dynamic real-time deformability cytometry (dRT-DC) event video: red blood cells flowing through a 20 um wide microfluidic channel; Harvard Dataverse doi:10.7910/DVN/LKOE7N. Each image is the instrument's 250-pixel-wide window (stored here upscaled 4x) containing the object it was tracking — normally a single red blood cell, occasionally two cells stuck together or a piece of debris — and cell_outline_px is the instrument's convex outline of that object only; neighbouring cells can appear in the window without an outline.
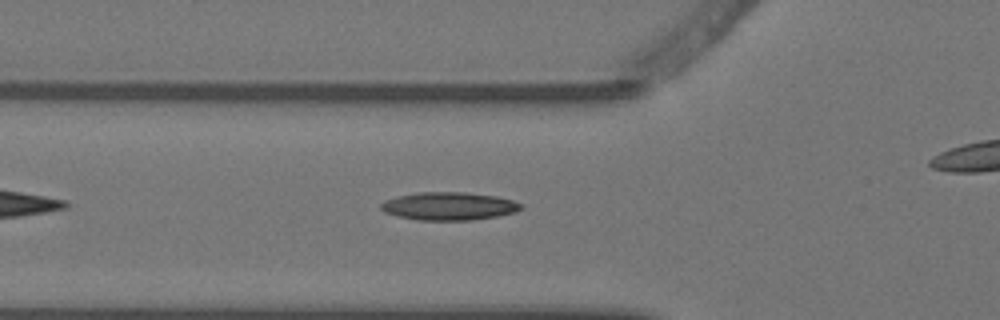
{"species": "Egyptian fruit bat (a non-hibernating species)", "species_latin": "Rousettus aegyptiacus", "temperature_condition": "warm", "stored_images_in_passage": 3, "segment_of_instrument_passage": [1, 2], "camera_frame_rate_fps": 3000, "um_per_image_px": 0.085, "animal": {"sex": "female"}, "frame": {"image": 1, "passage_image": 2, "time_ms": 0.333, "image_size_px": [1000, 320], "cell_outline_px": [[520, 208], [516, 212], [496, 216], [472, 220], [416, 220], [396, 216], [384, 212], [380, 208], [380, 204], [384, 200], [396, 196], [416, 192], [464, 192], [496, 196], [512, 200], [520, 204]], "centroid_in_image_um": [38.08, 17.52], "position_along_channel_um": 87.7, "area_um2": 22.89}}